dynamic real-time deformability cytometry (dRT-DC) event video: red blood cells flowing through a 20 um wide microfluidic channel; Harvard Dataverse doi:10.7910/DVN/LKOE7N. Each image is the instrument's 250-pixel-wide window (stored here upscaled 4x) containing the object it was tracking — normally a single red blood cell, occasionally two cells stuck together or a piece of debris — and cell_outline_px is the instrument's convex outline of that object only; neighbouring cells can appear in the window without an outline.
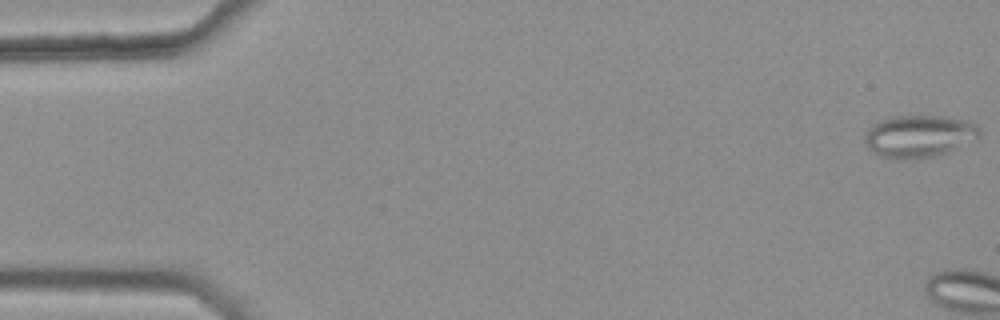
{"species": "common noctule bat (a hibernating species)", "species_latin": "Nyctalus noctula", "temperature_condition": "warm", "stored_images_in_passage": 5, "camera_frame_rate_fps": 3000, "um_per_image_px": 0.085, "animal": {"sex": "female", "body_mass_g": 25.1}, "frame": {"image": 1, "passage_image": 1, "time_ms": 0.0, "image_size_px": [1000, 320], "cell_outline_px": [[980, 132], [976, 140], [948, 152], [932, 156], [880, 156], [872, 152], [864, 144], [864, 136], [868, 128], [872, 124], [880, 120], [896, 116], [944, 116], [968, 120], [976, 124], [980, 128]], "centroid_in_image_um": [78.14, 11.52], "position_along_channel_um": 6.9, "area_um2": 27.8}}